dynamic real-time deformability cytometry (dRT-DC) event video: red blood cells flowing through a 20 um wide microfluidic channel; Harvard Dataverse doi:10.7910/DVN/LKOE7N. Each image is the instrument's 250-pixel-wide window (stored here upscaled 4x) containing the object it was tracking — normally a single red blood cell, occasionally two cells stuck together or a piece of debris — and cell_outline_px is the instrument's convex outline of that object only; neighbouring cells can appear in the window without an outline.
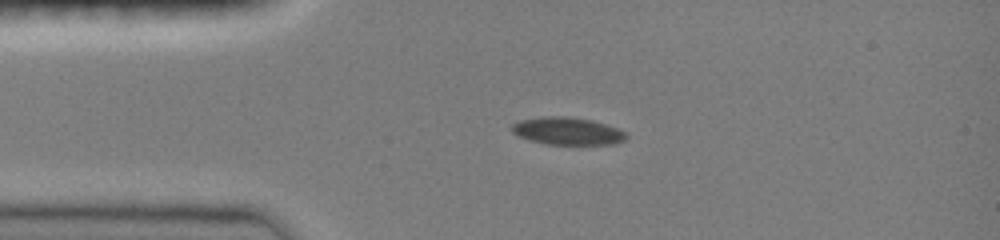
{"species": "common noctule bat (a hibernating species)", "species_latin": "Nyctalus noctula", "temperature_condition": "room temperature", "stored_images_in_passage": 31, "camera_frame_rate_fps": 3000, "um_per_image_px": 0.085, "animal": {"sex": "female", "body_mass_g": 19.0, "forearm_length_mm": 51.5}, "frame": {"image": 1, "passage_image": 1, "time_ms": 0.0, "image_size_px": [1000, 240], "cell_outline_px": [[628, 140], [612, 144], [548, 144], [528, 140], [512, 132], [512, 124], [520, 120], [544, 116], [564, 116], [592, 120], [616, 128], [624, 132], [628, 136]], "centroid_in_image_um": [48.24, 11.14], "position_along_channel_um": 36.8, "area_um2": 18.21}}
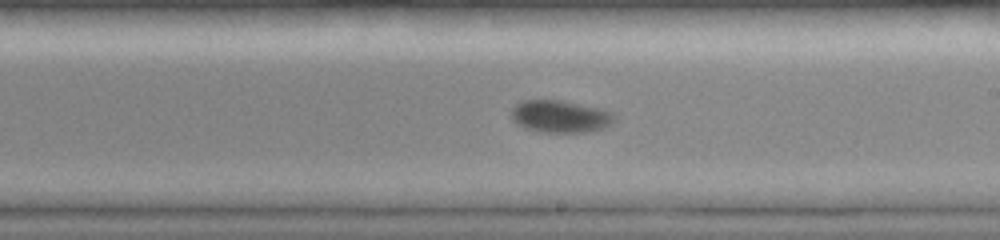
{"frame": {"image": 2, "passage_image": 18, "time_ms": 5.667, "image_size_px": [1000, 240], "cell_outline_px": [[616, 120], [604, 128], [584, 132], [540, 132], [524, 128], [516, 124], [512, 120], [512, 108], [516, 104], [524, 100], [560, 100], [600, 108], [612, 112], [616, 116]], "centroid_in_image_um": [47.62, 9.9], "position_along_channel_um": 241.4, "area_um2": 19.48}}
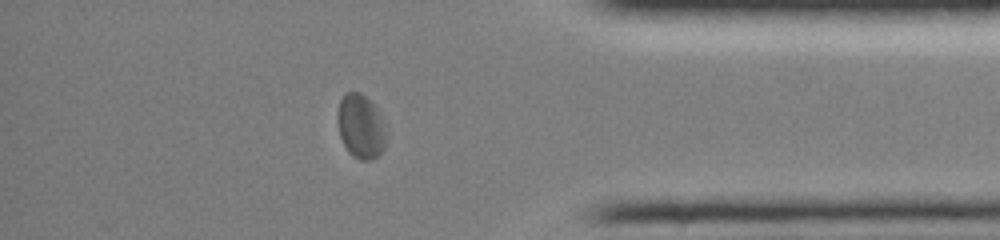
{"frame": {"image": 3, "passage_image": 31, "time_ms": 10.0, "image_size_px": [1000, 240], "cell_outline_px": [[384, 148], [372, 160], [360, 160], [352, 156], [348, 152], [340, 136], [336, 120], [336, 116], [340, 100], [344, 92], [360, 92], [376, 108], [384, 132]], "centroid_in_image_um": [30.59, 10.75], "position_along_channel_um": 404.6, "area_um2": 17.8}, "authors_computed_cell_mechanics": {"area_um2": 18.9006, "velocity_mm_per_s": 4.0276, "shape_relaxation_time_tau1_ms": 5.8981, "shape_relaxation_time_tau2_ms": 0.8431, "deformation_change_tau1": 0.1495, "deformation_change_tau2": 0.022}}